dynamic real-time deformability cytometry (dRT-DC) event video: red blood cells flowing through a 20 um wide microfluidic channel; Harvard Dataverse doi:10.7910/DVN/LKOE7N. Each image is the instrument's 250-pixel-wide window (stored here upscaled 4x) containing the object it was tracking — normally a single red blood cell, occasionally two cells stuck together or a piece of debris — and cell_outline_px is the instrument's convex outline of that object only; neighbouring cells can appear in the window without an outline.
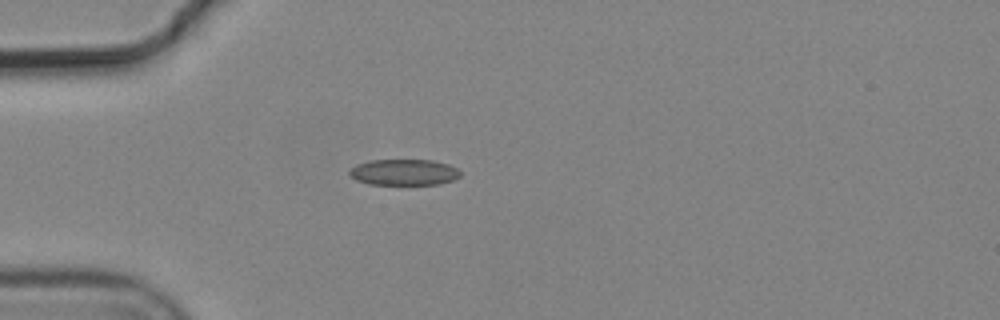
{"species": "common noctule bat (a hibernating species)", "species_latin": "Nyctalus noctula", "temperature_condition": "cold", "stored_images_in_passage": 2, "camera_frame_rate_fps": 3000, "um_per_image_px": 0.085, "animal": {"sex": "male", "body_mass_g": 19.2, "forearm_length_mm": 51.8}, "frame": {"image": 1, "passage_image": 1, "time_ms": 0.0, "image_size_px": [1000, 320], "cell_outline_px": [[460, 176], [452, 180], [440, 184], [368, 184], [356, 180], [348, 172], [356, 164], [368, 160], [432, 160], [448, 164], [456, 168], [460, 172]], "centroid_in_image_um": [34.32, 14.63], "position_along_channel_um": 50.7, "area_um2": 16.76}}